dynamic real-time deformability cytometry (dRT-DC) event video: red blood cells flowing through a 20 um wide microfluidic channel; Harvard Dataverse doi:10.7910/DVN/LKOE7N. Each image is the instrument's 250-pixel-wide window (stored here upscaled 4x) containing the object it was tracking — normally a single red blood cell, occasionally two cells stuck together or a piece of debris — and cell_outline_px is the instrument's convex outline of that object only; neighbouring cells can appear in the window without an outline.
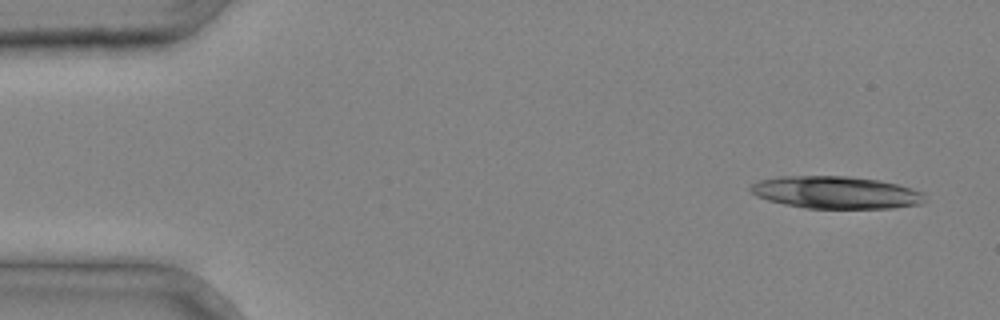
{"species": "common noctule bat (a hibernating species)", "species_latin": "Nyctalus noctula", "temperature_condition": "cold", "stored_images_in_passage": 4, "camera_frame_rate_fps": 3000, "um_per_image_px": 0.085, "animal": {"sex": "male", "body_mass_g": 20.4}, "frame": {"image": 1, "passage_image": 1, "time_ms": 0.0, "image_size_px": [1000, 320], "cell_outline_px": [[924, 200], [920, 204], [892, 208], [804, 208], [784, 204], [768, 200], [756, 196], [748, 188], [752, 184], [760, 180], [776, 176], [848, 176], [880, 180], [896, 184], [924, 192]], "centroid_in_image_um": [71.02, 16.35], "position_along_channel_um": 14.0, "area_um2": 32.89}}